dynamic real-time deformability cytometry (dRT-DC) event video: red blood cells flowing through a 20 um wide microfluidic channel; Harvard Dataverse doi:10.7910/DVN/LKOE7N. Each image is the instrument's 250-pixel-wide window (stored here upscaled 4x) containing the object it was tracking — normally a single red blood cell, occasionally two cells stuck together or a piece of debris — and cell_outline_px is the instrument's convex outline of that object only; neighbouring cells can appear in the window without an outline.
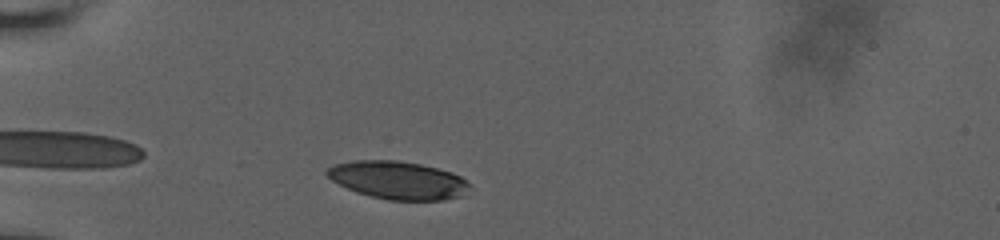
{"species": "human", "species_latin": "Homo sapiens", "temperature_condition": "room temperature", "stored_images_in_passage": 7, "camera_frame_rate_fps": 3000, "um_per_image_px": 0.085, "donor": {"sex": "male"}, "frame": {"image": 1, "passage_image": 4, "time_ms": 1.0, "image_size_px": [1000, 240], "cell_outline_px": [[472, 184], [460, 196], [444, 200], [388, 200], [356, 192], [332, 180], [324, 172], [328, 168], [336, 164], [352, 160], [396, 160], [420, 164], [452, 172], [460, 176]], "centroid_in_image_um": [33.83, 15.31], "position_along_channel_um": 51.2, "area_um2": 31.33}}